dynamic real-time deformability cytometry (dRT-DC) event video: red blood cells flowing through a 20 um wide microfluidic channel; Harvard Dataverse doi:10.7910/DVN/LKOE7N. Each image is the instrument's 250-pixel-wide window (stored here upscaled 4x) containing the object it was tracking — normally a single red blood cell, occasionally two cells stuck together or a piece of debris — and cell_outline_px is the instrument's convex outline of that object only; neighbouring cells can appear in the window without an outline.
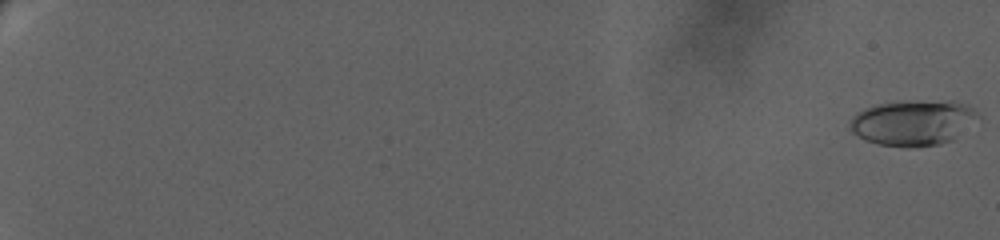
{"species": "human", "species_latin": "Homo sapiens", "temperature_condition": "warm", "stored_images_in_passage": 99, "camera_frame_rate_fps": 3000, "um_per_image_px": 0.085, "donor": {"sex": "female"}, "frame": {"image": 1, "passage_image": 1, "time_ms": 0.0, "image_size_px": [1000, 240], "cell_outline_px": [[980, 116], [952, 140], [940, 144], [908, 148], [904, 148], [880, 144], [864, 140], [852, 132], [848, 128], [848, 124], [852, 116], [856, 112], [864, 108], [876, 104], [908, 100], [956, 100], [972, 108]], "centroid_in_image_um": [77.56, 10.41], "position_along_channel_um": 7.4, "area_um2": 34.45}}
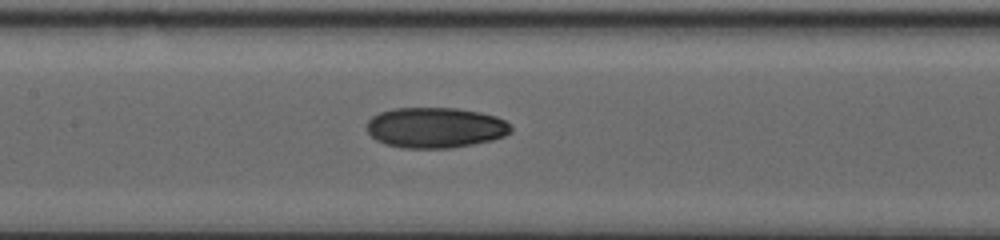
{"frame": {"image": 2, "passage_image": 54, "time_ms": 13.0, "image_size_px": [1000, 240], "cell_outline_px": [[512, 132], [504, 136], [492, 140], [452, 148], [404, 148], [384, 144], [376, 140], [368, 132], [368, 120], [372, 116], [380, 112], [392, 108], [456, 108], [480, 112], [496, 116], [504, 120], [512, 128]], "centroid_in_image_um": [37.0, 10.85], "position_along_channel_um": 170.4, "area_um2": 34.1}}
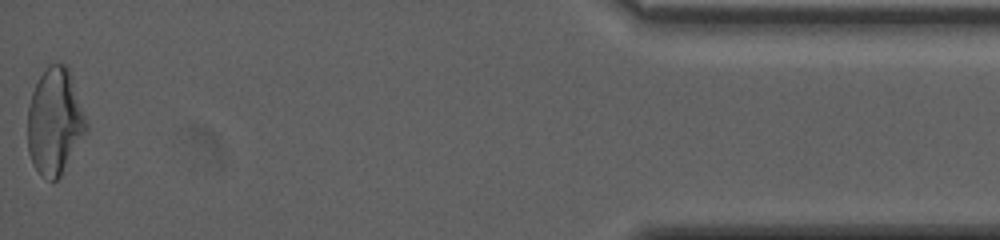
{"frame": {"image": 3, "passage_image": 98, "time_ms": 23.0, "image_size_px": [1000, 240], "cell_outline_px": [[88, 128], [60, 176], [56, 180], [52, 180], [40, 176], [32, 164], [28, 152], [28, 108], [32, 92], [40, 76], [48, 64], [64, 64], [68, 68], [88, 124]], "centroid_in_image_um": [4.63, 10.35], "position_along_channel_um": 430.6, "area_um2": 35.95}, "authors_computed_cell_mechanics": {"area_um2": 32.8882, "velocity_mm_per_s": 3.2581, "shape_relaxation_time_tau1_ms": 11.0136, "shape_relaxation_time_tau2_ms": 1.8981, "deformation_change_tau1": 0.246, "deformation_change_tau2": 0.0621}}